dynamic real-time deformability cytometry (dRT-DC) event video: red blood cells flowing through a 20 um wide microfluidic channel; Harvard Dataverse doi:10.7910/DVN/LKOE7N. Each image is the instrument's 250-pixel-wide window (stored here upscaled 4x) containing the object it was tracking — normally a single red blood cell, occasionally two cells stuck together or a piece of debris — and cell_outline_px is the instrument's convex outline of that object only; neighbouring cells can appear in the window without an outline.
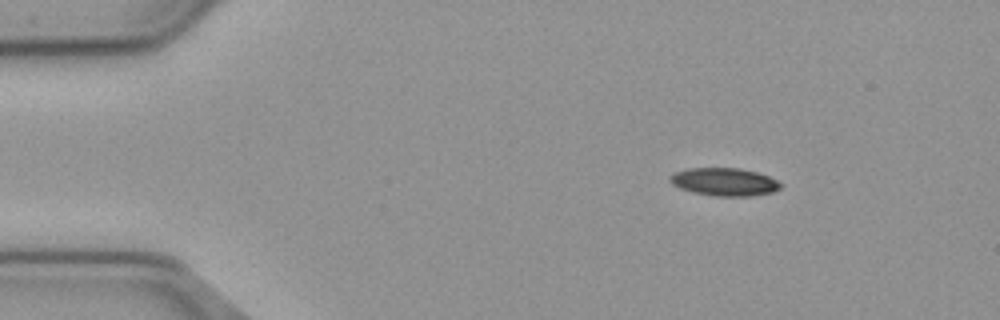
{"species": "common noctule bat (a hibernating species)", "species_latin": "Nyctalus noctula", "temperature_condition": "cold", "stored_images_in_passage": 49, "camera_frame_rate_fps": 3000, "um_per_image_px": 0.085, "animal": {"sex": "male", "body_mass_g": 23.1, "forearm_length_mm": 52.7}, "frame": {"image": 1, "passage_image": 1, "time_ms": 0.0, "image_size_px": [1000, 320], "cell_outline_px": [[780, 188], [772, 192], [748, 196], [716, 196], [696, 192], [680, 188], [672, 184], [668, 180], [676, 172], [688, 168], [736, 168], [756, 172], [768, 176], [776, 180], [780, 184]], "centroid_in_image_um": [61.56, 15.45], "position_along_channel_um": 23.4, "area_um2": 17.57}}
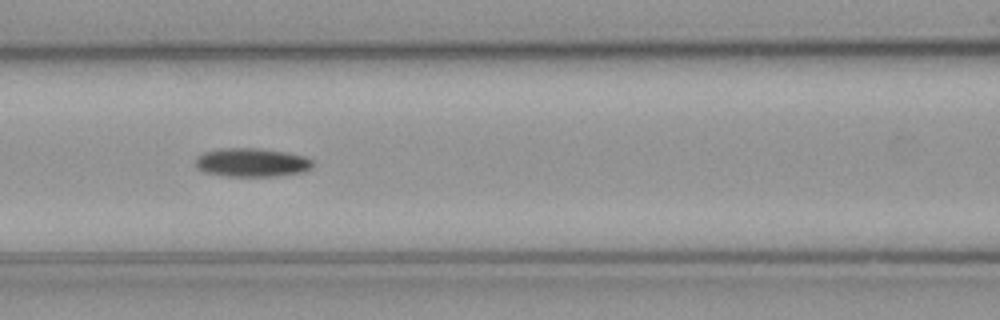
{"frame": {"image": 2, "passage_image": 17, "time_ms": 5.333, "image_size_px": [1000, 320], "cell_outline_px": [[312, 168], [304, 172], [276, 176], [228, 176], [204, 172], [196, 168], [196, 160], [204, 152], [220, 148], [256, 148], [284, 152], [304, 156], [312, 160]], "centroid_in_image_um": [21.41, 13.81], "position_along_channel_um": 145.2, "area_um2": 19.48}}
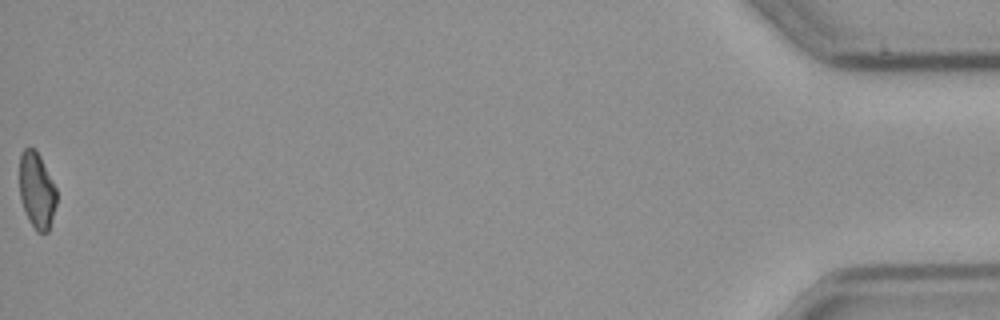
{"frame": {"image": 3, "passage_image": 49, "time_ms": 16.0, "image_size_px": [1000, 320], "cell_outline_px": [[56, 204], [48, 232], [36, 232], [24, 208], [20, 196], [20, 152], [24, 148], [36, 148], [56, 188]], "centroid_in_image_um": [3.13, 16.15], "position_along_channel_um": 432.1, "area_um2": 16.18}, "authors_computed_cell_mechanics": {"area_um2": 18.207, "velocity_mm_per_s": 3.6853, "shape_relaxation_time_tau1_ms": 4.8294, "shape_relaxation_time_tau2_ms": null, "deformation_change_tau1": 0.1252, "deformation_change_tau2": null}}